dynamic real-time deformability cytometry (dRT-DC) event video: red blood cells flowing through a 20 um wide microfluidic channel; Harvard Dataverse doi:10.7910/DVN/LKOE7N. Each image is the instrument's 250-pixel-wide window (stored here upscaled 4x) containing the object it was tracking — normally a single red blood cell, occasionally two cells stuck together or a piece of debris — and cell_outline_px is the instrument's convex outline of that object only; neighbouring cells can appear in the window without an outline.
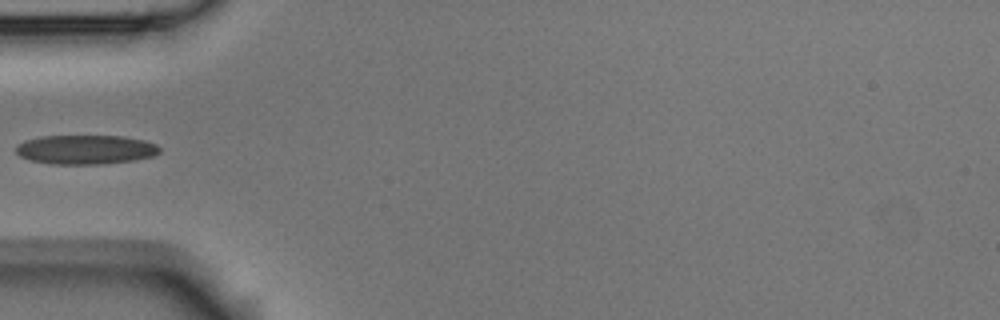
{"species": "Egyptian fruit bat (a non-hibernating species)", "species_latin": "Rousettus aegyptiacus", "temperature_condition": "room temperature", "stored_images_in_passage": 6, "camera_frame_rate_fps": 3000, "um_per_image_px": 0.085, "animal": {"sex": "male"}, "frame": {"image": 1, "passage_image": 5, "time_ms": 5.667, "image_size_px": [1000, 320], "cell_outline_px": [[160, 152], [152, 156], [136, 160], [100, 164], [52, 164], [32, 160], [20, 156], [16, 152], [16, 144], [24, 140], [40, 136], [120, 136], [144, 140], [156, 144], [160, 148]], "centroid_in_image_um": [7.26, 12.71], "position_along_channel_um": 77.7, "area_um2": 24.51}}
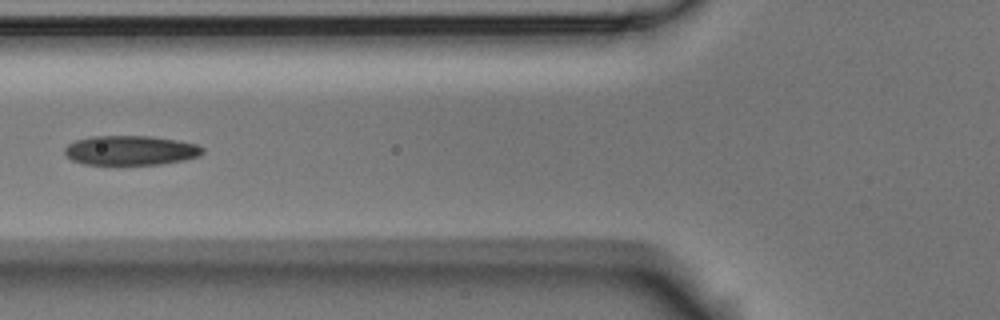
{"frame": {"image": 2, "passage_image": 6, "time_ms": 6.667, "image_size_px": [1000, 320], "cell_outline_px": [[204, 152], [200, 156], [184, 160], [160, 164], [84, 164], [72, 160], [64, 152], [64, 148], [68, 144], [76, 140], [92, 136], [152, 136], [176, 140], [196, 144], [204, 148]], "centroid_in_image_um": [11.11, 12.78], "position_along_channel_um": 114.7, "area_um2": 23.7}}